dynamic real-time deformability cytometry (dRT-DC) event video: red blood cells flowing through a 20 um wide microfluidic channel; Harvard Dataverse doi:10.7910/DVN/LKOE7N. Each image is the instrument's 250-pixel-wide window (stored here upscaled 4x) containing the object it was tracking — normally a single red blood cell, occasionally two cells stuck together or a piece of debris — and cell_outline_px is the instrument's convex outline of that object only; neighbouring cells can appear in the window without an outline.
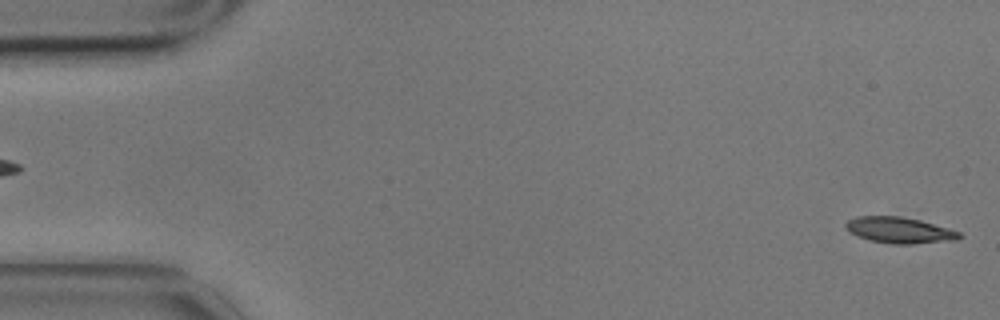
{"species": "common noctule bat (a hibernating species)", "species_latin": "Nyctalus noctula", "temperature_condition": "cold", "stored_images_in_passage": 5, "segment_of_instrument_passage": [2, 2], "camera_frame_rate_fps": 3000, "um_per_image_px": 0.085, "animal": {"sex": "male", "body_mass_g": 17.9}, "frame": {"image": 1, "passage_image": 5, "time_ms": 1.333, "image_size_px": [1000, 320], "cell_outline_px": [[964, 236], [956, 240], [912, 244], [892, 244], [868, 240], [856, 236], [844, 224], [848, 220], [856, 216], [900, 216], [920, 220], [948, 228], [960, 232]], "centroid_in_image_um": [76.47, 19.57], "position_along_channel_um": 8.5, "area_um2": 17.28}}